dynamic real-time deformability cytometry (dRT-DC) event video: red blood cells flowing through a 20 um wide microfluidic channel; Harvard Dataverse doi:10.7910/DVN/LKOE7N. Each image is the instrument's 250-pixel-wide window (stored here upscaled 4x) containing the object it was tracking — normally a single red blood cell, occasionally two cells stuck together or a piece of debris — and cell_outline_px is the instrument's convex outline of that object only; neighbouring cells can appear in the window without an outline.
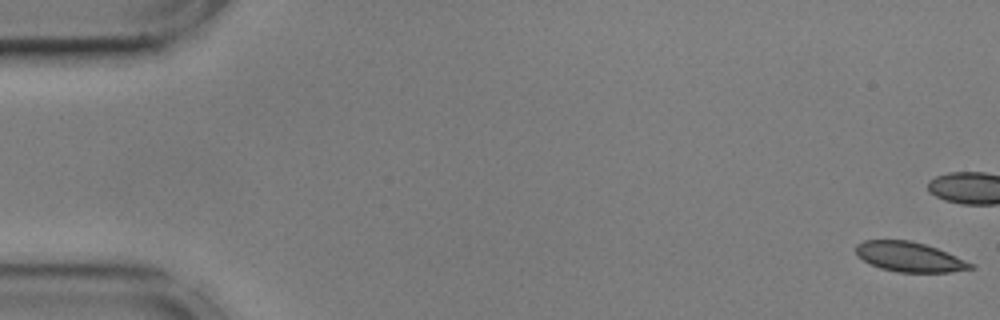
{"species": "common noctule bat (a hibernating species)", "species_latin": "Nyctalus noctula", "temperature_condition": "cold", "stored_images_in_passage": 57, "camera_frame_rate_fps": 3000, "um_per_image_px": 0.085, "animal": {"sex": "male", "body_mass_g": 17.9, "forearm_length_mm": 54.2}, "frame": {"image": 1, "passage_image": 1, "time_ms": 0.0, "image_size_px": [1000, 320], "cell_outline_px": [[976, 268], [952, 272], [896, 272], [880, 268], [856, 256], [856, 244], [864, 240], [908, 240], [924, 244], [936, 248], [976, 264]], "centroid_in_image_um": [77.32, 21.84], "position_along_channel_um": 7.7, "area_um2": 19.94}, "authors_computed_cell_mechanics": {"area_um2": 20.6924, "velocity_mm_per_s": 3.5857, "shape_relaxation_time_tau1_ms": 9.5345, "shape_relaxation_time_tau2_ms": 2.6216, "deformation_change_tau1": 0.1604, "deformation_change_tau2": 0.061}}